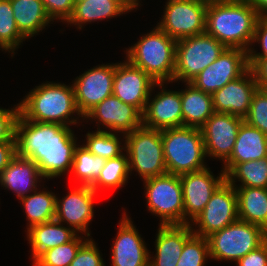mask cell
Here are the masks:
<instances>
[{
    "label": "cell",
    "instance_id": "cell-1",
    "mask_svg": "<svg viewBox=\"0 0 267 266\" xmlns=\"http://www.w3.org/2000/svg\"><path fill=\"white\" fill-rule=\"evenodd\" d=\"M70 126L36 122L19 114L16 122V155L33 160L44 179L70 172L77 137ZM76 138V139H75Z\"/></svg>",
    "mask_w": 267,
    "mask_h": 266
},
{
    "label": "cell",
    "instance_id": "cell-2",
    "mask_svg": "<svg viewBox=\"0 0 267 266\" xmlns=\"http://www.w3.org/2000/svg\"><path fill=\"white\" fill-rule=\"evenodd\" d=\"M258 17L248 0L211 1L206 9L205 32L226 48L248 52L253 45Z\"/></svg>",
    "mask_w": 267,
    "mask_h": 266
},
{
    "label": "cell",
    "instance_id": "cell-3",
    "mask_svg": "<svg viewBox=\"0 0 267 266\" xmlns=\"http://www.w3.org/2000/svg\"><path fill=\"white\" fill-rule=\"evenodd\" d=\"M19 107L20 114L31 121L69 126L77 124L79 116L84 120L76 105L73 85L48 81L42 83L23 98ZM75 113L79 116L74 119Z\"/></svg>",
    "mask_w": 267,
    "mask_h": 266
},
{
    "label": "cell",
    "instance_id": "cell-4",
    "mask_svg": "<svg viewBox=\"0 0 267 266\" xmlns=\"http://www.w3.org/2000/svg\"><path fill=\"white\" fill-rule=\"evenodd\" d=\"M126 49V59L156 82H173L177 40L157 26Z\"/></svg>",
    "mask_w": 267,
    "mask_h": 266
},
{
    "label": "cell",
    "instance_id": "cell-5",
    "mask_svg": "<svg viewBox=\"0 0 267 266\" xmlns=\"http://www.w3.org/2000/svg\"><path fill=\"white\" fill-rule=\"evenodd\" d=\"M162 144L168 174L180 176L207 168L200 128L181 126L163 129Z\"/></svg>",
    "mask_w": 267,
    "mask_h": 266
},
{
    "label": "cell",
    "instance_id": "cell-6",
    "mask_svg": "<svg viewBox=\"0 0 267 266\" xmlns=\"http://www.w3.org/2000/svg\"><path fill=\"white\" fill-rule=\"evenodd\" d=\"M125 154L129 173L136 171L142 180L167 174L162 144V130L140 126L125 134Z\"/></svg>",
    "mask_w": 267,
    "mask_h": 266
},
{
    "label": "cell",
    "instance_id": "cell-7",
    "mask_svg": "<svg viewBox=\"0 0 267 266\" xmlns=\"http://www.w3.org/2000/svg\"><path fill=\"white\" fill-rule=\"evenodd\" d=\"M210 258L237 262L267 240V232L240 219L207 237Z\"/></svg>",
    "mask_w": 267,
    "mask_h": 266
},
{
    "label": "cell",
    "instance_id": "cell-8",
    "mask_svg": "<svg viewBox=\"0 0 267 266\" xmlns=\"http://www.w3.org/2000/svg\"><path fill=\"white\" fill-rule=\"evenodd\" d=\"M225 48L206 32L177 40L173 81L189 83L213 63Z\"/></svg>",
    "mask_w": 267,
    "mask_h": 266
},
{
    "label": "cell",
    "instance_id": "cell-9",
    "mask_svg": "<svg viewBox=\"0 0 267 266\" xmlns=\"http://www.w3.org/2000/svg\"><path fill=\"white\" fill-rule=\"evenodd\" d=\"M143 181L147 209L160 217L159 225H184V200L180 176L167 173Z\"/></svg>",
    "mask_w": 267,
    "mask_h": 266
},
{
    "label": "cell",
    "instance_id": "cell-10",
    "mask_svg": "<svg viewBox=\"0 0 267 266\" xmlns=\"http://www.w3.org/2000/svg\"><path fill=\"white\" fill-rule=\"evenodd\" d=\"M207 5L205 0H167L164 15L156 26L175 40L202 34Z\"/></svg>",
    "mask_w": 267,
    "mask_h": 266
},
{
    "label": "cell",
    "instance_id": "cell-11",
    "mask_svg": "<svg viewBox=\"0 0 267 266\" xmlns=\"http://www.w3.org/2000/svg\"><path fill=\"white\" fill-rule=\"evenodd\" d=\"M238 218L237 192L226 180L215 190L203 211L190 223L195 235L207 238Z\"/></svg>",
    "mask_w": 267,
    "mask_h": 266
},
{
    "label": "cell",
    "instance_id": "cell-12",
    "mask_svg": "<svg viewBox=\"0 0 267 266\" xmlns=\"http://www.w3.org/2000/svg\"><path fill=\"white\" fill-rule=\"evenodd\" d=\"M249 68L247 51L225 48L213 63L189 83L199 90L213 94L230 81L242 76Z\"/></svg>",
    "mask_w": 267,
    "mask_h": 266
},
{
    "label": "cell",
    "instance_id": "cell-13",
    "mask_svg": "<svg viewBox=\"0 0 267 266\" xmlns=\"http://www.w3.org/2000/svg\"><path fill=\"white\" fill-rule=\"evenodd\" d=\"M155 83L146 72L127 59L114 64L113 95L123 103L136 107L142 114Z\"/></svg>",
    "mask_w": 267,
    "mask_h": 266
},
{
    "label": "cell",
    "instance_id": "cell-14",
    "mask_svg": "<svg viewBox=\"0 0 267 266\" xmlns=\"http://www.w3.org/2000/svg\"><path fill=\"white\" fill-rule=\"evenodd\" d=\"M244 118L214 112L200 128L208 157L225 162L232 154Z\"/></svg>",
    "mask_w": 267,
    "mask_h": 266
},
{
    "label": "cell",
    "instance_id": "cell-15",
    "mask_svg": "<svg viewBox=\"0 0 267 266\" xmlns=\"http://www.w3.org/2000/svg\"><path fill=\"white\" fill-rule=\"evenodd\" d=\"M114 63L102 64L85 71L73 82L75 101L84 117L93 107L113 94Z\"/></svg>",
    "mask_w": 267,
    "mask_h": 266
},
{
    "label": "cell",
    "instance_id": "cell-16",
    "mask_svg": "<svg viewBox=\"0 0 267 266\" xmlns=\"http://www.w3.org/2000/svg\"><path fill=\"white\" fill-rule=\"evenodd\" d=\"M225 180L223 170L215 178L208 167L180 175L184 200V225L190 224V221L192 222L203 211L212 194Z\"/></svg>",
    "mask_w": 267,
    "mask_h": 266
},
{
    "label": "cell",
    "instance_id": "cell-17",
    "mask_svg": "<svg viewBox=\"0 0 267 266\" xmlns=\"http://www.w3.org/2000/svg\"><path fill=\"white\" fill-rule=\"evenodd\" d=\"M97 193L90 187L79 185L65 197H56L55 220L67 223L76 233H82L89 238V223L94 217V200ZM79 231V232H78Z\"/></svg>",
    "mask_w": 267,
    "mask_h": 266
},
{
    "label": "cell",
    "instance_id": "cell-18",
    "mask_svg": "<svg viewBox=\"0 0 267 266\" xmlns=\"http://www.w3.org/2000/svg\"><path fill=\"white\" fill-rule=\"evenodd\" d=\"M85 119L98 121L96 125L100 123L103 128L105 127L103 131L122 133L124 139L125 134L143 125V114L136 107L123 103L113 94L93 107L84 116Z\"/></svg>",
    "mask_w": 267,
    "mask_h": 266
},
{
    "label": "cell",
    "instance_id": "cell-19",
    "mask_svg": "<svg viewBox=\"0 0 267 266\" xmlns=\"http://www.w3.org/2000/svg\"><path fill=\"white\" fill-rule=\"evenodd\" d=\"M164 82H156L154 87L162 88L154 98L151 92L143 112V126L163 130L183 126L181 90L163 88Z\"/></svg>",
    "mask_w": 267,
    "mask_h": 266
},
{
    "label": "cell",
    "instance_id": "cell-20",
    "mask_svg": "<svg viewBox=\"0 0 267 266\" xmlns=\"http://www.w3.org/2000/svg\"><path fill=\"white\" fill-rule=\"evenodd\" d=\"M258 88L255 75L249 68L242 76L212 94L214 111L244 118Z\"/></svg>",
    "mask_w": 267,
    "mask_h": 266
},
{
    "label": "cell",
    "instance_id": "cell-21",
    "mask_svg": "<svg viewBox=\"0 0 267 266\" xmlns=\"http://www.w3.org/2000/svg\"><path fill=\"white\" fill-rule=\"evenodd\" d=\"M111 266H149V254L131 218L124 212L111 247Z\"/></svg>",
    "mask_w": 267,
    "mask_h": 266
},
{
    "label": "cell",
    "instance_id": "cell-22",
    "mask_svg": "<svg viewBox=\"0 0 267 266\" xmlns=\"http://www.w3.org/2000/svg\"><path fill=\"white\" fill-rule=\"evenodd\" d=\"M192 226L159 225L155 256L149 254V266H176L185 242L193 235Z\"/></svg>",
    "mask_w": 267,
    "mask_h": 266
},
{
    "label": "cell",
    "instance_id": "cell-23",
    "mask_svg": "<svg viewBox=\"0 0 267 266\" xmlns=\"http://www.w3.org/2000/svg\"><path fill=\"white\" fill-rule=\"evenodd\" d=\"M40 179H42V175L37 164L33 160L16 155L1 172L0 185L14 191L16 196L21 199L28 196L30 192L39 190L37 184L41 182Z\"/></svg>",
    "mask_w": 267,
    "mask_h": 266
},
{
    "label": "cell",
    "instance_id": "cell-24",
    "mask_svg": "<svg viewBox=\"0 0 267 266\" xmlns=\"http://www.w3.org/2000/svg\"><path fill=\"white\" fill-rule=\"evenodd\" d=\"M267 157V136L245 121L238 131L231 156L223 163L225 174L237 163L259 160Z\"/></svg>",
    "mask_w": 267,
    "mask_h": 266
},
{
    "label": "cell",
    "instance_id": "cell-25",
    "mask_svg": "<svg viewBox=\"0 0 267 266\" xmlns=\"http://www.w3.org/2000/svg\"><path fill=\"white\" fill-rule=\"evenodd\" d=\"M78 233L57 220L32 226L27 230V239L32 250L33 262L44 252L72 241Z\"/></svg>",
    "mask_w": 267,
    "mask_h": 266
},
{
    "label": "cell",
    "instance_id": "cell-26",
    "mask_svg": "<svg viewBox=\"0 0 267 266\" xmlns=\"http://www.w3.org/2000/svg\"><path fill=\"white\" fill-rule=\"evenodd\" d=\"M186 89L181 90L183 126L201 128L215 112L212 94L185 83Z\"/></svg>",
    "mask_w": 267,
    "mask_h": 266
},
{
    "label": "cell",
    "instance_id": "cell-27",
    "mask_svg": "<svg viewBox=\"0 0 267 266\" xmlns=\"http://www.w3.org/2000/svg\"><path fill=\"white\" fill-rule=\"evenodd\" d=\"M18 30L27 39L35 36L52 21L41 0H10Z\"/></svg>",
    "mask_w": 267,
    "mask_h": 266
},
{
    "label": "cell",
    "instance_id": "cell-28",
    "mask_svg": "<svg viewBox=\"0 0 267 266\" xmlns=\"http://www.w3.org/2000/svg\"><path fill=\"white\" fill-rule=\"evenodd\" d=\"M234 188L237 192L238 218L261 226L267 232V188Z\"/></svg>",
    "mask_w": 267,
    "mask_h": 266
},
{
    "label": "cell",
    "instance_id": "cell-29",
    "mask_svg": "<svg viewBox=\"0 0 267 266\" xmlns=\"http://www.w3.org/2000/svg\"><path fill=\"white\" fill-rule=\"evenodd\" d=\"M128 12L117 0H75L73 13L66 23L74 24L80 30L88 22L111 19Z\"/></svg>",
    "mask_w": 267,
    "mask_h": 266
},
{
    "label": "cell",
    "instance_id": "cell-30",
    "mask_svg": "<svg viewBox=\"0 0 267 266\" xmlns=\"http://www.w3.org/2000/svg\"><path fill=\"white\" fill-rule=\"evenodd\" d=\"M56 195L52 191H34L20 199L28 219L27 230L32 226L55 220Z\"/></svg>",
    "mask_w": 267,
    "mask_h": 266
},
{
    "label": "cell",
    "instance_id": "cell-31",
    "mask_svg": "<svg viewBox=\"0 0 267 266\" xmlns=\"http://www.w3.org/2000/svg\"><path fill=\"white\" fill-rule=\"evenodd\" d=\"M225 179L233 187L267 188V157L235 164ZM237 179L241 182L239 186L235 183Z\"/></svg>",
    "mask_w": 267,
    "mask_h": 266
},
{
    "label": "cell",
    "instance_id": "cell-32",
    "mask_svg": "<svg viewBox=\"0 0 267 266\" xmlns=\"http://www.w3.org/2000/svg\"><path fill=\"white\" fill-rule=\"evenodd\" d=\"M128 155L122 154L106 160L96 181L90 186L96 193L103 189H118L128 183Z\"/></svg>",
    "mask_w": 267,
    "mask_h": 266
},
{
    "label": "cell",
    "instance_id": "cell-33",
    "mask_svg": "<svg viewBox=\"0 0 267 266\" xmlns=\"http://www.w3.org/2000/svg\"><path fill=\"white\" fill-rule=\"evenodd\" d=\"M105 162L106 160L95 156L83 145H78L74 151L70 173H73V177H75L80 185L91 186L98 178Z\"/></svg>",
    "mask_w": 267,
    "mask_h": 266
},
{
    "label": "cell",
    "instance_id": "cell-34",
    "mask_svg": "<svg viewBox=\"0 0 267 266\" xmlns=\"http://www.w3.org/2000/svg\"><path fill=\"white\" fill-rule=\"evenodd\" d=\"M98 124L96 132H88L86 143L83 146L95 156L104 160L115 158L123 154L125 151V143L122 144L119 135L114 132L103 131ZM123 145V146H122ZM122 146V147H121ZM123 150V151H122Z\"/></svg>",
    "mask_w": 267,
    "mask_h": 266
},
{
    "label": "cell",
    "instance_id": "cell-35",
    "mask_svg": "<svg viewBox=\"0 0 267 266\" xmlns=\"http://www.w3.org/2000/svg\"><path fill=\"white\" fill-rule=\"evenodd\" d=\"M26 38L18 30L10 0H0V48L13 54ZM11 51V52H10Z\"/></svg>",
    "mask_w": 267,
    "mask_h": 266
},
{
    "label": "cell",
    "instance_id": "cell-36",
    "mask_svg": "<svg viewBox=\"0 0 267 266\" xmlns=\"http://www.w3.org/2000/svg\"><path fill=\"white\" fill-rule=\"evenodd\" d=\"M88 239L89 238L86 237L85 239V237H81L78 234L72 241L44 251L33 262V266H69L76 257L80 247Z\"/></svg>",
    "mask_w": 267,
    "mask_h": 266
},
{
    "label": "cell",
    "instance_id": "cell-37",
    "mask_svg": "<svg viewBox=\"0 0 267 266\" xmlns=\"http://www.w3.org/2000/svg\"><path fill=\"white\" fill-rule=\"evenodd\" d=\"M210 258L208 239L193 234L183 247L176 266H204Z\"/></svg>",
    "mask_w": 267,
    "mask_h": 266
},
{
    "label": "cell",
    "instance_id": "cell-38",
    "mask_svg": "<svg viewBox=\"0 0 267 266\" xmlns=\"http://www.w3.org/2000/svg\"><path fill=\"white\" fill-rule=\"evenodd\" d=\"M244 121L267 136V93L263 89L258 88L254 93Z\"/></svg>",
    "mask_w": 267,
    "mask_h": 266
},
{
    "label": "cell",
    "instance_id": "cell-39",
    "mask_svg": "<svg viewBox=\"0 0 267 266\" xmlns=\"http://www.w3.org/2000/svg\"><path fill=\"white\" fill-rule=\"evenodd\" d=\"M69 266H105L96 243L88 239L79 249Z\"/></svg>",
    "mask_w": 267,
    "mask_h": 266
},
{
    "label": "cell",
    "instance_id": "cell-40",
    "mask_svg": "<svg viewBox=\"0 0 267 266\" xmlns=\"http://www.w3.org/2000/svg\"><path fill=\"white\" fill-rule=\"evenodd\" d=\"M19 114V103L11 110L0 108V142L15 141L16 122Z\"/></svg>",
    "mask_w": 267,
    "mask_h": 266
},
{
    "label": "cell",
    "instance_id": "cell-41",
    "mask_svg": "<svg viewBox=\"0 0 267 266\" xmlns=\"http://www.w3.org/2000/svg\"><path fill=\"white\" fill-rule=\"evenodd\" d=\"M49 18L67 22L73 13L75 0H41Z\"/></svg>",
    "mask_w": 267,
    "mask_h": 266
},
{
    "label": "cell",
    "instance_id": "cell-42",
    "mask_svg": "<svg viewBox=\"0 0 267 266\" xmlns=\"http://www.w3.org/2000/svg\"><path fill=\"white\" fill-rule=\"evenodd\" d=\"M258 43L261 46L262 52L254 51V48L248 50V58H267V15H260L258 17L253 43Z\"/></svg>",
    "mask_w": 267,
    "mask_h": 266
},
{
    "label": "cell",
    "instance_id": "cell-43",
    "mask_svg": "<svg viewBox=\"0 0 267 266\" xmlns=\"http://www.w3.org/2000/svg\"><path fill=\"white\" fill-rule=\"evenodd\" d=\"M236 264L238 266H267V240L256 250L239 259Z\"/></svg>",
    "mask_w": 267,
    "mask_h": 266
},
{
    "label": "cell",
    "instance_id": "cell-44",
    "mask_svg": "<svg viewBox=\"0 0 267 266\" xmlns=\"http://www.w3.org/2000/svg\"><path fill=\"white\" fill-rule=\"evenodd\" d=\"M259 89L267 88V58H248Z\"/></svg>",
    "mask_w": 267,
    "mask_h": 266
},
{
    "label": "cell",
    "instance_id": "cell-45",
    "mask_svg": "<svg viewBox=\"0 0 267 266\" xmlns=\"http://www.w3.org/2000/svg\"><path fill=\"white\" fill-rule=\"evenodd\" d=\"M16 156V141L0 142V174Z\"/></svg>",
    "mask_w": 267,
    "mask_h": 266
},
{
    "label": "cell",
    "instance_id": "cell-46",
    "mask_svg": "<svg viewBox=\"0 0 267 266\" xmlns=\"http://www.w3.org/2000/svg\"><path fill=\"white\" fill-rule=\"evenodd\" d=\"M258 15H267V0H248Z\"/></svg>",
    "mask_w": 267,
    "mask_h": 266
},
{
    "label": "cell",
    "instance_id": "cell-47",
    "mask_svg": "<svg viewBox=\"0 0 267 266\" xmlns=\"http://www.w3.org/2000/svg\"><path fill=\"white\" fill-rule=\"evenodd\" d=\"M121 5H123L129 12L133 9H137L139 5V0H117Z\"/></svg>",
    "mask_w": 267,
    "mask_h": 266
},
{
    "label": "cell",
    "instance_id": "cell-48",
    "mask_svg": "<svg viewBox=\"0 0 267 266\" xmlns=\"http://www.w3.org/2000/svg\"><path fill=\"white\" fill-rule=\"evenodd\" d=\"M206 2H211V1H235V0H205Z\"/></svg>",
    "mask_w": 267,
    "mask_h": 266
}]
</instances>
